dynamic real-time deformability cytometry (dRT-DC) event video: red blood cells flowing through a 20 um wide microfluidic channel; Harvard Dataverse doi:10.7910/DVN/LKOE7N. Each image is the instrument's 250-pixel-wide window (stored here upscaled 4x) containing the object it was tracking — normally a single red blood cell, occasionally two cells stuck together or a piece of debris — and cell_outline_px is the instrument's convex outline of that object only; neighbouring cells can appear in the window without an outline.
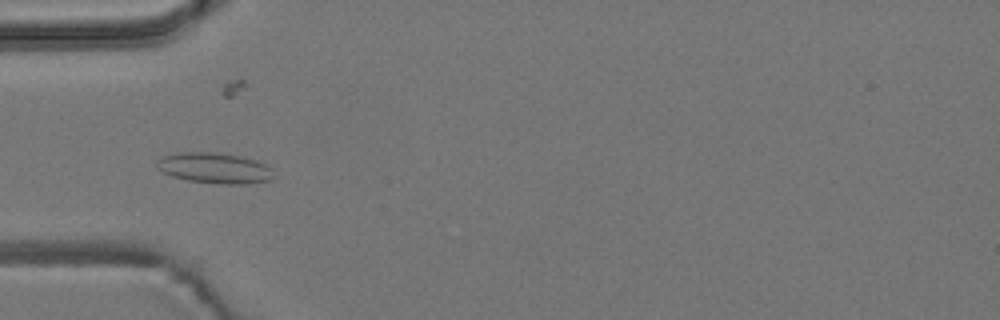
{"species": "common noctule bat (a hibernating species)", "species_latin": "Nyctalus noctula", "temperature_condition": "room temperature", "stored_images_in_passage": 57, "camera_frame_rate_fps": 3000, "um_per_image_px": 0.085, "animal": {"sex": "male", "body_mass_g": 19.2, "forearm_length_mm": 51.8}, "frame": {"image": 1, "passage_image": 18, "time_ms": 5.667, "image_size_px": [1000, 320], "cell_outline_px": [[272, 180], [244, 184], [220, 184], [188, 180], [172, 176], [156, 168], [156, 160], [160, 156], [176, 152], [212, 152], [240, 156], [256, 160], [272, 168]], "centroid_in_image_um": [18.2, 14.28], "position_along_channel_um": 66.8, "area_um2": 20.98}}
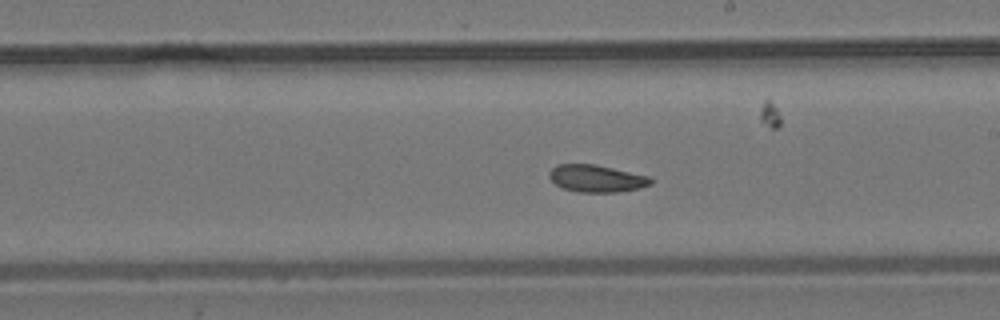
{"frame": {"image": 2, "passage_image": 32, "time_ms": 10.333, "image_size_px": [1000, 320], "cell_outline_px": [[652, 184], [640, 188], [616, 192], [580, 192], [564, 188], [556, 184], [548, 176], [548, 172], [556, 164], [596, 164], [648, 176], [652, 180]], "centroid_in_image_um": [50.69, 15.16], "position_along_channel_um": 238.3, "area_um2": 16.01}}
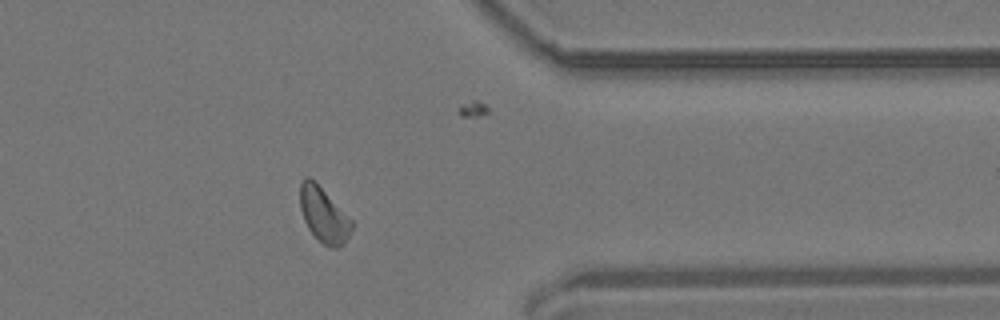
{"frame": {"image": 3, "passage_image": 45, "time_ms": 14.667, "image_size_px": [1000, 320], "cell_outline_px": [[352, 228], [344, 244], [340, 248], [332, 248], [324, 244], [308, 228], [304, 220], [300, 208], [300, 180], [304, 176], [308, 176], [352, 220]], "centroid_in_image_um": [27.49, 18.28], "position_along_channel_um": 383.9, "area_um2": 16.07}}